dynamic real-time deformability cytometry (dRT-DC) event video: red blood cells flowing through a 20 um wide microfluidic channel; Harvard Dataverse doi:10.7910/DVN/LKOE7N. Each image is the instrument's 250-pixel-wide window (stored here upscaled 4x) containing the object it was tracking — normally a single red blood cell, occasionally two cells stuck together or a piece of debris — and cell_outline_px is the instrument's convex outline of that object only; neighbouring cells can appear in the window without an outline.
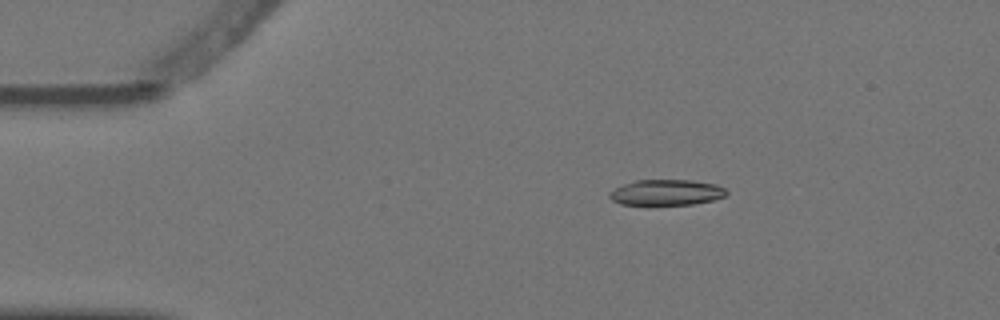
{"species": "Egyptian fruit bat (a non-hibernating species)", "species_latin": "Rousettus aegyptiacus", "temperature_condition": "warm", "stored_images_in_passage": 7, "camera_frame_rate_fps": 3000, "um_per_image_px": 0.085, "animal": {"sex": "female"}, "frame": {"image": 1, "passage_image": 3, "time_ms": 0.667, "image_size_px": [1000, 320], "cell_outline_px": [[728, 192], [724, 196], [712, 200], [692, 204], [620, 204], [612, 200], [608, 196], [608, 192], [624, 184], [636, 180], [692, 180], [716, 184], [724, 188]], "centroid_in_image_um": [56.63, 16.35], "position_along_channel_um": 28.4, "area_um2": 17.34}}
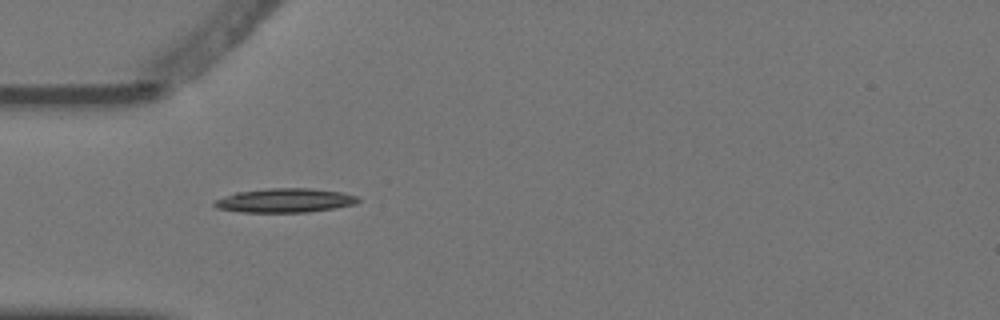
{"frame": {"image": 2, "passage_image": 5, "time_ms": 1.333, "image_size_px": [1000, 320], "cell_outline_px": [[360, 200], [356, 204], [336, 208], [308, 212], [240, 212], [216, 208], [212, 204], [216, 200], [224, 196], [236, 192], [268, 188], [312, 188], [340, 192], [356, 196]], "centroid_in_image_um": [24.21, 17.04], "position_along_channel_um": 60.8, "area_um2": 20.23}}
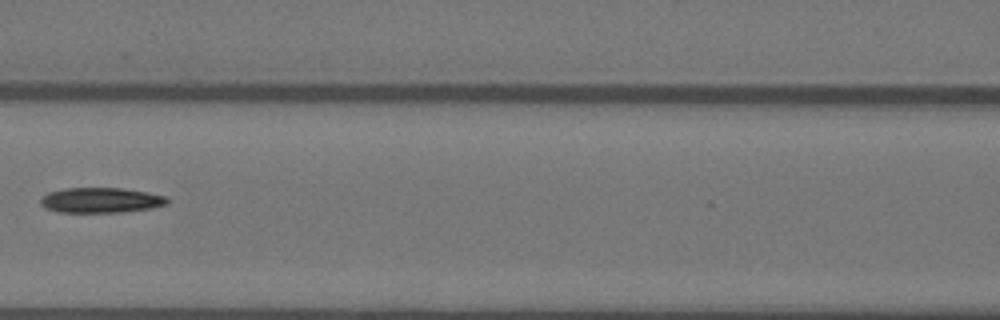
{"frame": {"image": 3, "passage_image": 7, "time_ms": 2.0, "image_size_px": [1000, 320], "cell_outline_px": [[168, 204], [152, 208], [120, 212], [56, 212], [44, 208], [40, 204], [40, 200], [48, 192], [64, 188], [120, 188], [148, 192], [164, 196], [168, 200]], "centroid_in_image_um": [8.54, 17.02], "position_along_channel_um": 158.1, "area_um2": 18.61}}